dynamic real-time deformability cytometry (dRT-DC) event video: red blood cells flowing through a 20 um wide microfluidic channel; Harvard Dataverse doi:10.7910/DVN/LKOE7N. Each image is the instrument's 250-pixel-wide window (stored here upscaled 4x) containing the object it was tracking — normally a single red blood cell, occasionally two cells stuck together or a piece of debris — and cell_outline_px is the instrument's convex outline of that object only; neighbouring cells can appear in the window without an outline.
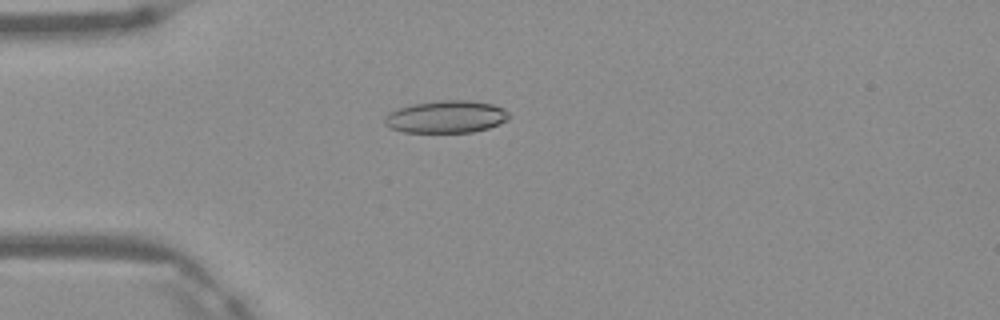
{"species": "Egyptian fruit bat (a non-hibernating species)", "species_latin": "Rousettus aegyptiacus", "temperature_condition": "warm", "stored_images_in_passage": 4, "camera_frame_rate_fps": 3000, "um_per_image_px": 0.085, "frame": {"image": 1, "passage_image": 3, "time_ms": 0.667, "image_size_px": [1000, 320], "cell_outline_px": [[512, 116], [508, 120], [500, 124], [488, 128], [472, 132], [404, 132], [388, 128], [384, 124], [384, 120], [392, 112], [400, 108], [412, 104], [440, 100], [472, 100], [492, 104], [504, 108]], "centroid_in_image_um": [37.98, 9.93], "position_along_channel_um": 47.0, "area_um2": 23.52}}